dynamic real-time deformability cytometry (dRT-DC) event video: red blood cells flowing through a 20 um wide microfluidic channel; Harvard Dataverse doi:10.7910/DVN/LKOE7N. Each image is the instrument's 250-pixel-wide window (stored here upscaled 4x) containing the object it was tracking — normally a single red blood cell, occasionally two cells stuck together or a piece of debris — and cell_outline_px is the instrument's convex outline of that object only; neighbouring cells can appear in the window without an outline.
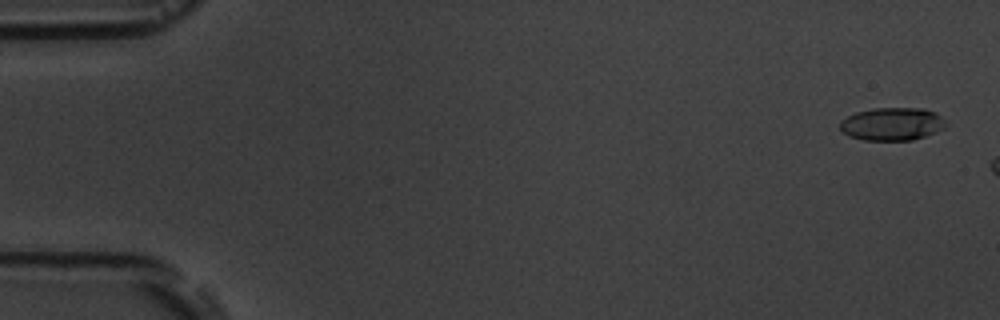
{"species": "common noctule bat (a hibernating species)", "species_latin": "Nyctalus noctula", "temperature_condition": "room temperature", "stored_images_in_passage": 3, "camera_frame_rate_fps": 3000, "um_per_image_px": 0.085, "animal": {"sex": "male", "body_mass_g": 19.5, "forearm_length_mm": 54.6}, "frame": {"image": 1, "passage_image": 1, "time_ms": 0.0, "image_size_px": [1000, 320], "cell_outline_px": [[948, 124], [944, 128], [936, 132], [912, 140], [864, 140], [848, 136], [840, 128], [840, 120], [856, 112], [872, 108], [924, 108], [936, 112]], "centroid_in_image_um": [75.84, 10.53], "position_along_channel_um": 9.2, "area_um2": 20.4}}